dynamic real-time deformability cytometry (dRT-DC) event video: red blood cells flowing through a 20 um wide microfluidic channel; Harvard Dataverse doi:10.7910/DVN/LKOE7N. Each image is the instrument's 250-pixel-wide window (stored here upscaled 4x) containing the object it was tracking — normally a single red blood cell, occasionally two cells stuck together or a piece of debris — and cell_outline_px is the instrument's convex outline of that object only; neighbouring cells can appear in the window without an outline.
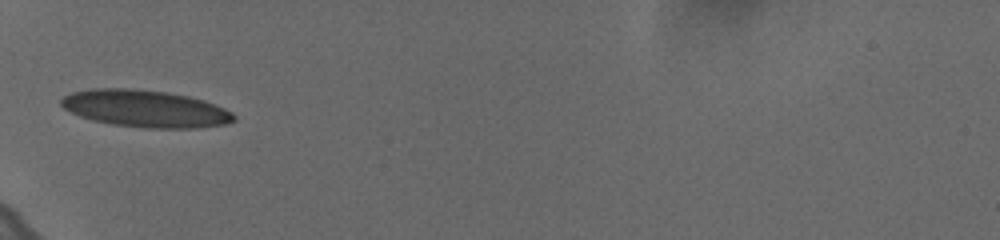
{"species": "human", "species_latin": "Homo sapiens", "temperature_condition": "cold", "stored_images_in_passage": 4, "camera_frame_rate_fps": 3000, "um_per_image_px": 0.085, "donor": {"sex": "female"}, "frame": {"image": 1, "passage_image": 1, "time_ms": 0.0, "image_size_px": [1000, 240], "cell_outline_px": [[236, 120], [224, 124], [200, 128], [144, 128], [112, 124], [92, 120], [80, 116], [64, 108], [60, 104], [60, 100], [64, 96], [72, 92], [96, 88], [128, 88], [168, 92], [188, 96], [204, 100], [224, 108], [232, 112], [236, 116]], "centroid_in_image_um": [12.36, 9.24], "position_along_channel_um": 72.6, "area_um2": 37.4}}
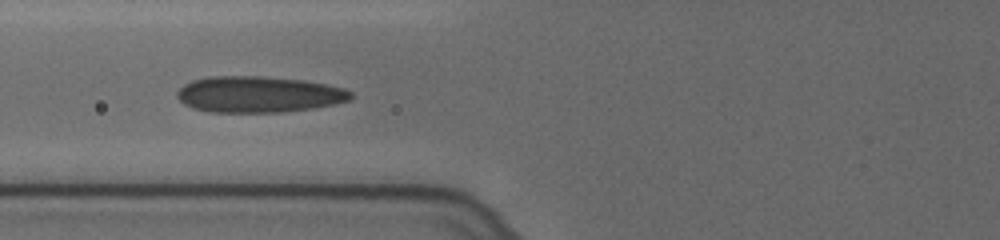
{"frame": {"image": 2, "passage_image": 4, "time_ms": 1.0, "image_size_px": [1000, 240], "cell_outline_px": [[352, 96], [348, 100], [332, 104], [312, 108], [280, 112], [208, 112], [192, 108], [184, 104], [176, 96], [176, 92], [184, 84], [192, 80], [208, 76], [260, 76], [304, 80], [344, 88], [352, 92]], "centroid_in_image_um": [21.93, 8.02], "position_along_channel_um": 103.9, "area_um2": 36.59}}